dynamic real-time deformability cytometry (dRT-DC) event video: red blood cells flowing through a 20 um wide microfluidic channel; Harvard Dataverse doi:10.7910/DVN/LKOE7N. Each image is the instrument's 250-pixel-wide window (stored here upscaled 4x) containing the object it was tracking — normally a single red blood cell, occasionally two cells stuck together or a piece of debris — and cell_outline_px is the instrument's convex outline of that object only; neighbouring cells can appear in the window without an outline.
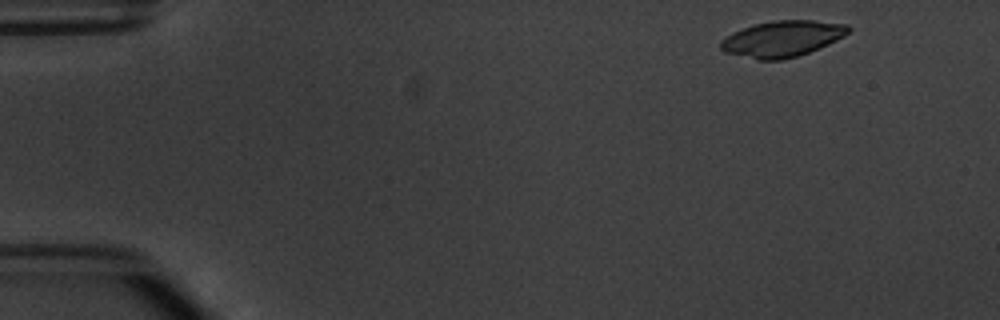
{"species": "common noctule bat (a hibernating species)", "species_latin": "Nyctalus noctula", "temperature_condition": "warm", "stored_images_in_passage": 4, "camera_frame_rate_fps": 3000, "um_per_image_px": 0.085, "animal": {"sex": "male", "body_mass_g": 20.1, "forearm_length_mm": 53.5}, "frame": {"image": 1, "passage_image": 1, "time_ms": 0.0, "image_size_px": [1000, 320], "cell_outline_px": [[852, 28], [844, 36], [828, 44], [808, 52], [796, 56], [780, 60], [756, 60], [724, 52], [720, 48], [720, 40], [732, 32], [756, 24], [772, 20], [812, 20], [848, 24]], "centroid_in_image_um": [66.48, 3.29], "position_along_channel_um": 18.5, "area_um2": 26.82}}